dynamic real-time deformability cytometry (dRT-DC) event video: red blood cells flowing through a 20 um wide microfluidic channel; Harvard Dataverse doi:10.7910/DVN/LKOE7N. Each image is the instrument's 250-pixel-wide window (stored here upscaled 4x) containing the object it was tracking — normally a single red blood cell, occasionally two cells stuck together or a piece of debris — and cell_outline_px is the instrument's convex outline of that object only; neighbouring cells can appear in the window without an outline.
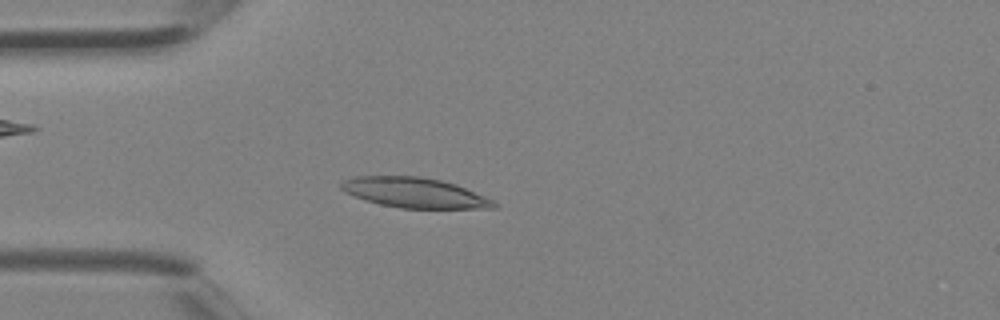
{"species": "Egyptian fruit bat (a non-hibernating species)", "species_latin": "Rousettus aegyptiacus", "temperature_condition": "room temperature", "stored_images_in_passage": 3, "camera_frame_rate_fps": 3000, "um_per_image_px": 0.085, "animal": {"sex": "female"}, "frame": {"image": 1, "passage_image": 3, "time_ms": 0.667, "image_size_px": [1000, 320], "cell_outline_px": [[500, 204], [496, 208], [400, 208], [380, 204], [344, 192], [340, 188], [340, 184], [344, 180], [356, 176], [416, 176], [440, 180], [456, 184], [484, 196]], "centroid_in_image_um": [35.25, 16.38], "position_along_channel_um": 49.8, "area_um2": 26.53}}